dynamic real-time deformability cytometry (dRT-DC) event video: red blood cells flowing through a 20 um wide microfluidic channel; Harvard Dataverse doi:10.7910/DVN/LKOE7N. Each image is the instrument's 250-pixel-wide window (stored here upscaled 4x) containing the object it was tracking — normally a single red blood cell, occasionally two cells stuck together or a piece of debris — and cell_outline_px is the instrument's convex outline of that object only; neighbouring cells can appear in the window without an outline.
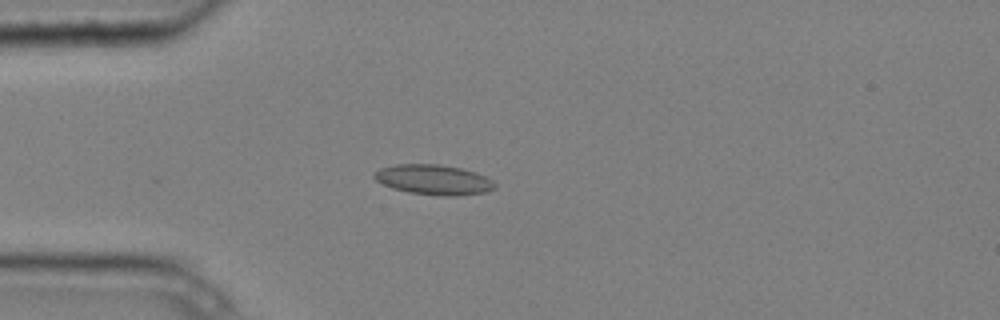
{"species": "common noctule bat (a hibernating species)", "species_latin": "Nyctalus noctula", "temperature_condition": "cold", "stored_images_in_passage": 5, "camera_frame_rate_fps": 3000, "um_per_image_px": 0.085, "animal": {"sex": "male", "body_mass_g": 20.4}, "frame": {"image": 1, "passage_image": 4, "time_ms": 1.0, "image_size_px": [1000, 320], "cell_outline_px": [[496, 188], [488, 192], [456, 196], [444, 196], [408, 192], [392, 188], [376, 180], [372, 176], [372, 172], [380, 168], [396, 164], [436, 164], [460, 168], [476, 172], [492, 180], [496, 184]], "centroid_in_image_um": [36.86, 15.28], "position_along_channel_um": 48.1, "area_um2": 21.21}}